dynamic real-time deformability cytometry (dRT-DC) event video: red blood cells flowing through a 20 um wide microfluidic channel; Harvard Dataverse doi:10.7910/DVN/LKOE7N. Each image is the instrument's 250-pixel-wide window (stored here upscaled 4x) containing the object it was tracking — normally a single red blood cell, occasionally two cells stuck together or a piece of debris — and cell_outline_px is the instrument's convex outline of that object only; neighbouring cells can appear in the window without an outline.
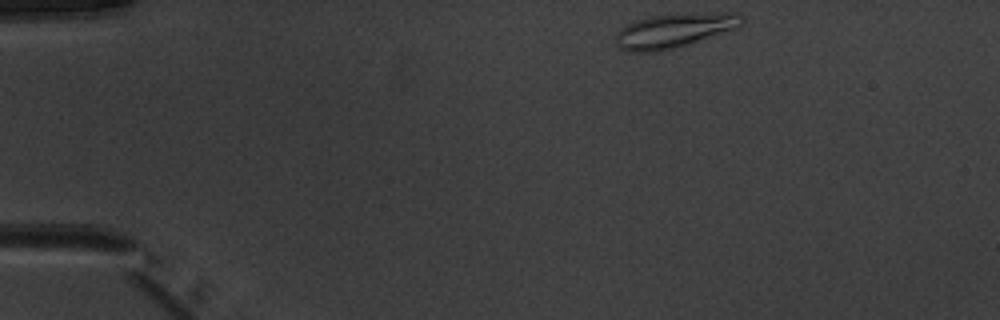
{"species": "common noctule bat (a hibernating species)", "species_latin": "Nyctalus noctula", "temperature_condition": "warm", "stored_images_in_passage": 44, "camera_frame_rate_fps": 3000, "um_per_image_px": 0.085, "animal": {"sex": "male", "body_mass_g": 20.1, "forearm_length_mm": 53.5}, "frame": {"image": 1, "passage_image": 1, "time_ms": 0.0, "image_size_px": [1000, 320], "cell_outline_px": [[744, 20], [736, 28], [672, 48], [656, 52], [628, 52], [620, 48], [616, 44], [616, 32], [620, 28], [628, 24], [652, 16], [724, 12], [732, 12], [744, 16]], "centroid_in_image_um": [57.27, 2.6], "position_along_channel_um": 27.7, "area_um2": 24.45}}
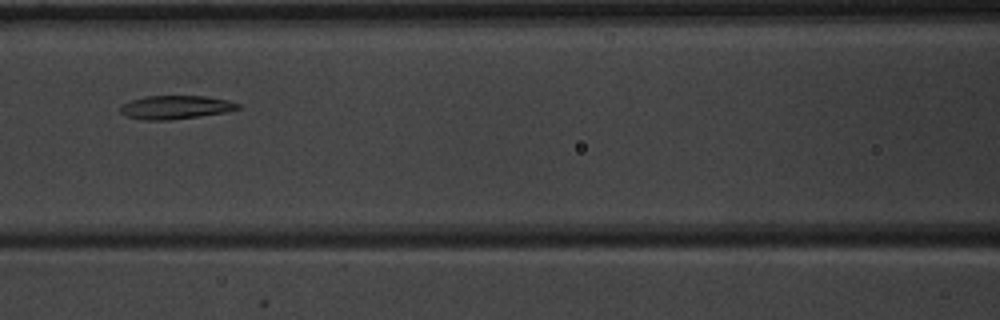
{"frame": {"image": 2, "passage_image": 16, "time_ms": 5.0, "image_size_px": [1000, 320], "cell_outline_px": [[240, 108], [228, 112], [200, 116], [168, 120], [144, 120], [128, 116], [120, 112], [120, 104], [144, 96], [204, 96], [228, 100], [240, 104]], "centroid_in_image_um": [14.93, 9.11], "position_along_channel_um": 151.7, "area_um2": 16.13}}
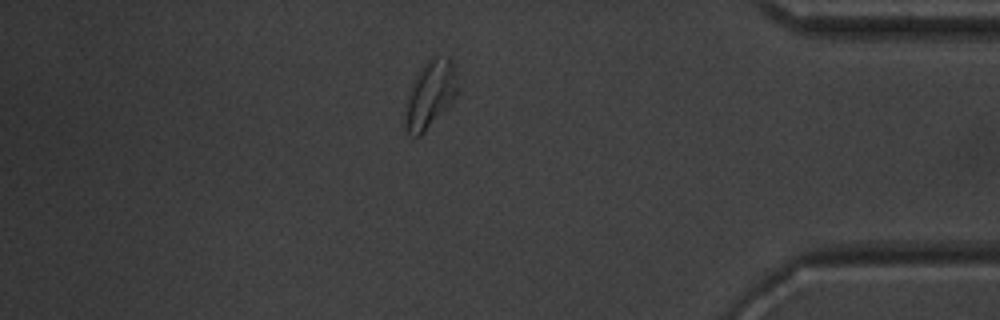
{"frame": {"image": 3, "passage_image": 37, "time_ms": 12.0, "image_size_px": [1000, 320], "cell_outline_px": [[456, 96], [424, 132], [420, 136], [412, 136], [404, 128], [404, 112], [416, 76], [424, 60], [436, 56], [448, 56], [452, 64], [456, 88]], "centroid_in_image_um": [36.52, 8.03], "position_along_channel_um": 398.7, "area_um2": 19.83}, "authors_computed_cell_mechanics": {"area_um2": 17.5712, "velocity_mm_per_s": 3.9484, "shape_relaxation_time_tau1_ms": 8.3299, "shape_relaxation_time_tau2_ms": 4.9191, "deformation_change_tau1": 0.1711, "deformation_change_tau2": 0.1107}}